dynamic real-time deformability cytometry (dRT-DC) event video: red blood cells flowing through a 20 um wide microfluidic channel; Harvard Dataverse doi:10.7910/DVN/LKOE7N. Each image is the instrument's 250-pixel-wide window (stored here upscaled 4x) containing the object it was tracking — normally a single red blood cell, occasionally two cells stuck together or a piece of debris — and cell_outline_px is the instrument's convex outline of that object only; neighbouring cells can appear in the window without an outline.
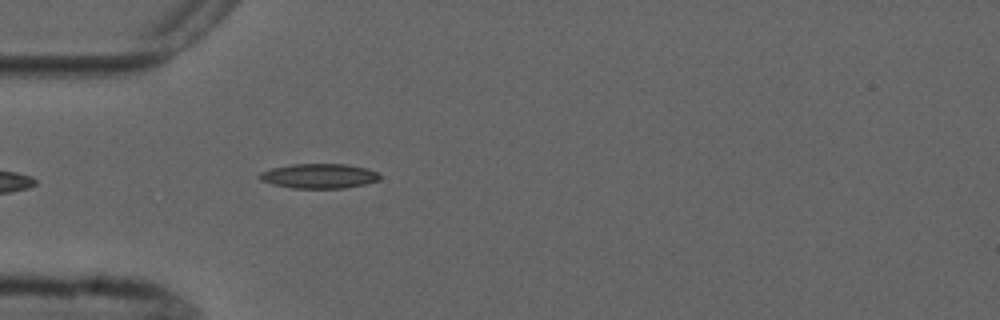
{"species": "common noctule bat (a hibernating species)", "species_latin": "Nyctalus noctula", "temperature_condition": "cold", "stored_images_in_passage": 5, "camera_frame_rate_fps": 3000, "um_per_image_px": 0.085, "animal": {"sex": "male", "forearm_length_mm": 52.5}, "frame": {"image": 1, "passage_image": 5, "time_ms": 5.333, "image_size_px": [1000, 320], "cell_outline_px": [[380, 180], [364, 184], [344, 188], [292, 188], [272, 184], [260, 180], [256, 176], [260, 172], [272, 168], [292, 164], [348, 164], [364, 168], [376, 172], [380, 176]], "centroid_in_image_um": [27.07, 14.96], "position_along_channel_um": 57.9, "area_um2": 17.28}}